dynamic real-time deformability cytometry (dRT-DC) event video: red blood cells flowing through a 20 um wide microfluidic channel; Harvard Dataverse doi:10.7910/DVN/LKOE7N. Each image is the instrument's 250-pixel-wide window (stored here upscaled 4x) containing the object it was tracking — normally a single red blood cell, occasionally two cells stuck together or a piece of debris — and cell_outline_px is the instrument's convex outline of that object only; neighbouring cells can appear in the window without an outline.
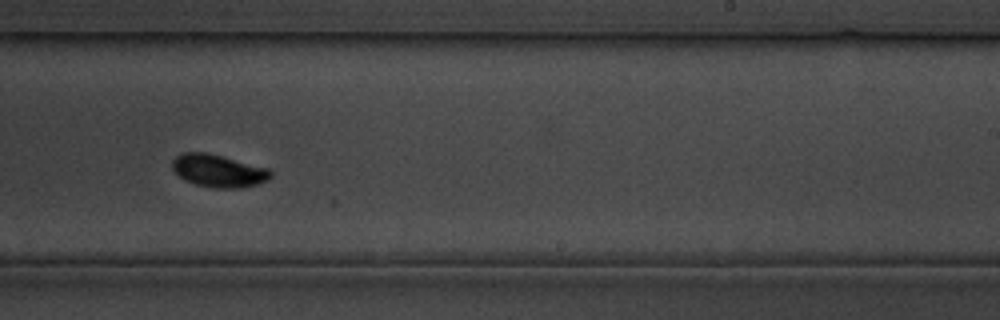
{"species": "common noctule bat (a hibernating species)", "species_latin": "Nyctalus noctula", "temperature_condition": "cold", "stored_images_in_passage": 34, "camera_frame_rate_fps": 3000, "um_per_image_px": 0.085, "animal": {"sex": "male", "body_mass_g": 19.5, "forearm_length_mm": 54.6}, "frame": {"image": 1, "passage_image": 20, "time_ms": 23.333, "image_size_px": [1000, 320], "cell_outline_px": [[272, 176], [268, 180], [256, 184], [240, 188], [216, 188], [196, 184], [184, 180], [172, 168], [172, 160], [180, 152], [208, 152], [268, 168], [272, 172]], "centroid_in_image_um": [18.56, 14.5], "position_along_channel_um": 270.4, "area_um2": 18.73}}
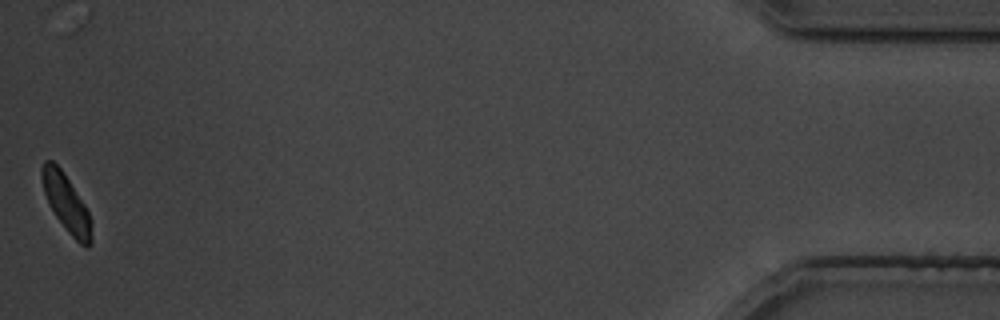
{"frame": {"image": 2, "passage_image": 34, "time_ms": 40.0, "image_size_px": [1000, 320], "cell_outline_px": [[92, 240], [88, 248], [80, 244], [68, 232], [56, 216], [44, 192], [40, 176], [40, 168], [44, 160], [52, 160], [64, 172], [84, 204], [88, 212], [92, 224]], "centroid_in_image_um": [5.63, 17.24], "position_along_channel_um": 429.6, "area_um2": 16.47}}